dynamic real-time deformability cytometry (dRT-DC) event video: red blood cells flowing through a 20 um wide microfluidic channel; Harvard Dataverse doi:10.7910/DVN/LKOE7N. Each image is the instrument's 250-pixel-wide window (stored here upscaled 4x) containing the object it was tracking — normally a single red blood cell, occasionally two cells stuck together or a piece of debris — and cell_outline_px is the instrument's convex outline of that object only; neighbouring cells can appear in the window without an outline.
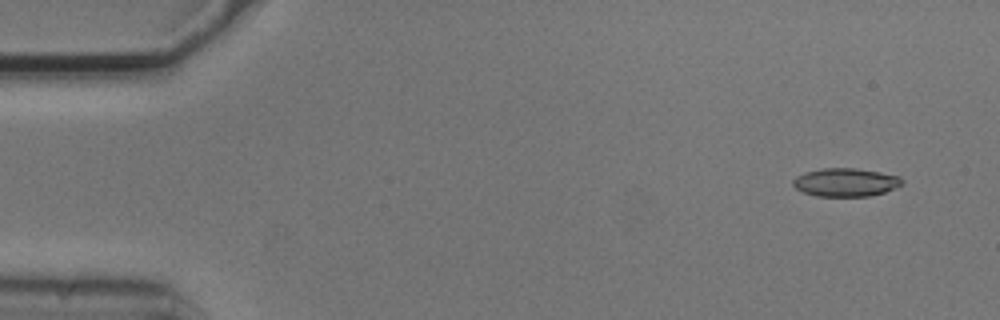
{"species": "common noctule bat (a hibernating species)", "species_latin": "Nyctalus noctula", "temperature_condition": "cold", "stored_images_in_passage": 6, "camera_frame_rate_fps": 3000, "um_per_image_px": 0.085, "animal": {"sex": "male", "body_mass_g": 20.5, "forearm_length_mm": 52.5}, "frame": {"image": 1, "passage_image": 1, "time_ms": 0.0, "image_size_px": [1000, 320], "cell_outline_px": [[904, 184], [896, 188], [884, 192], [868, 196], [816, 196], [804, 192], [796, 188], [792, 184], [792, 180], [796, 176], [804, 172], [824, 168], [856, 168], [880, 172], [900, 176], [904, 180]], "centroid_in_image_um": [71.9, 15.49], "position_along_channel_um": 13.1, "area_um2": 18.09}}
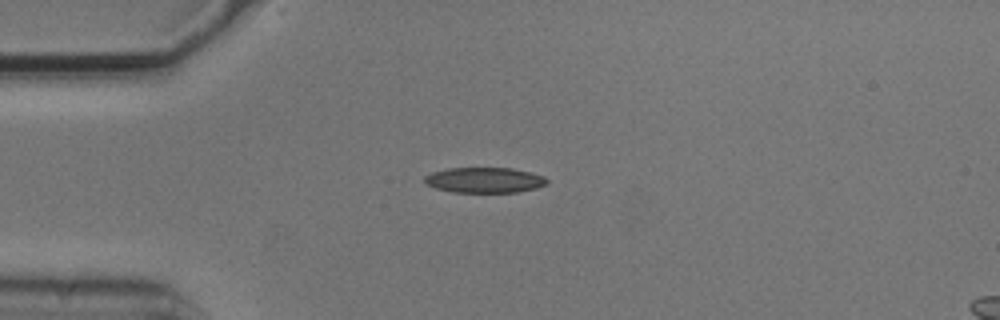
{"frame": {"image": 2, "passage_image": 4, "time_ms": 1.0, "image_size_px": [1000, 320], "cell_outline_px": [[548, 184], [536, 188], [516, 192], [452, 192], [436, 188], [424, 184], [424, 176], [432, 172], [448, 168], [512, 168], [544, 176], [548, 180]], "centroid_in_image_um": [41.16, 15.31], "position_along_channel_um": 43.8, "area_um2": 18.15}}